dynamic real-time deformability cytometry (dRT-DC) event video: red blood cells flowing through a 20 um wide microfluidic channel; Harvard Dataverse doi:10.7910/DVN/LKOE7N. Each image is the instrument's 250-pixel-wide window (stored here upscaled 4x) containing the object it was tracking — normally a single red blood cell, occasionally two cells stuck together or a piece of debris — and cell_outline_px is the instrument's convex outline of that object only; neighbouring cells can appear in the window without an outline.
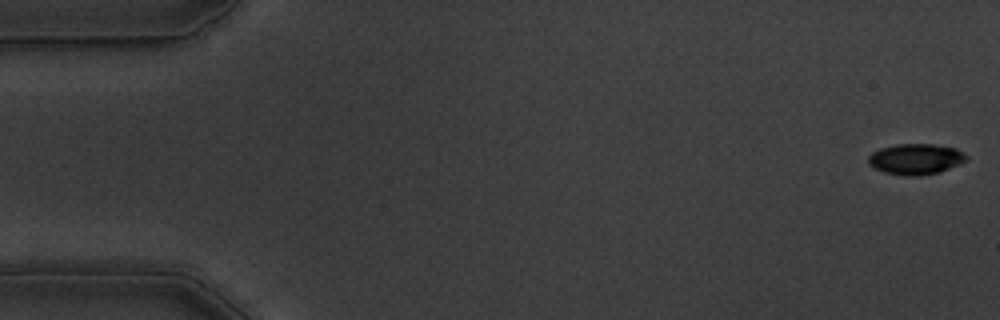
{"species": "common noctule bat (a hibernating species)", "species_latin": "Nyctalus noctula", "temperature_condition": "warm", "stored_images_in_passage": 56, "camera_frame_rate_fps": 3000, "um_per_image_px": 0.085, "animal": {"sex": "male", "body_mass_g": 19.5, "forearm_length_mm": 54.6}, "frame": {"image": 1, "passage_image": 1, "time_ms": 0.0, "image_size_px": [1000, 320], "cell_outline_px": [[968, 160], [960, 164], [940, 172], [920, 176], [908, 176], [884, 172], [868, 164], [868, 156], [872, 152], [880, 148], [896, 144], [932, 144], [956, 148], [968, 156]], "centroid_in_image_um": [77.85, 13.52], "position_along_channel_um": 7.1, "area_um2": 17.69}}
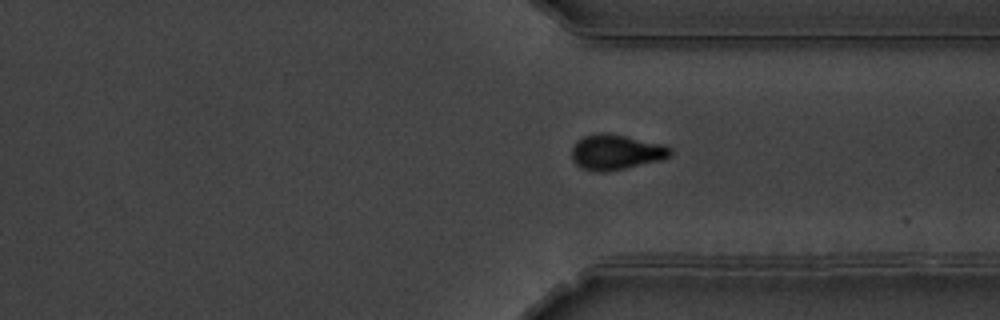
{"frame": {"image": 2, "passage_image": 42, "time_ms": 13.667, "image_size_px": [1000, 320], "cell_outline_px": [[672, 156], [664, 160], [604, 172], [600, 172], [580, 168], [572, 160], [572, 148], [576, 140], [584, 136], [596, 132], [604, 132], [664, 144], [672, 148]], "centroid_in_image_um": [52.37, 12.93], "position_along_channel_um": 359.0, "area_um2": 20.46}}
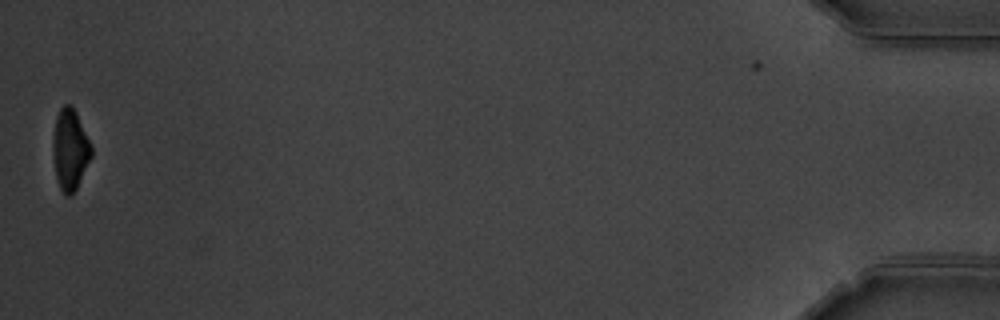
{"frame": {"image": 3, "passage_image": 56, "time_ms": 18.333, "image_size_px": [1000, 320], "cell_outline_px": [[92, 156], [76, 188], [68, 196], [60, 188], [56, 176], [52, 148], [52, 140], [56, 116], [60, 108], [64, 104], [72, 104], [92, 144]], "centroid_in_image_um": [5.96, 12.64], "position_along_channel_um": 429.2, "area_um2": 18.09}, "authors_computed_cell_mechanics": {"area_um2": 19.4208, "velocity_mm_per_s": 3.5794, "shape_relaxation_time_tau1_ms": 3.6513, "shape_relaxation_time_tau2_ms": 5.046, "deformation_change_tau1": 0.1627, "deformation_change_tau2": 0.1027}}